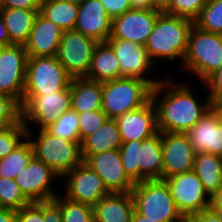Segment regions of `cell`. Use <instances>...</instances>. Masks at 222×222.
I'll list each match as a JSON object with an SVG mask.
<instances>
[{
  "mask_svg": "<svg viewBox=\"0 0 222 222\" xmlns=\"http://www.w3.org/2000/svg\"><path fill=\"white\" fill-rule=\"evenodd\" d=\"M122 143L142 141L159 132L157 111L153 101L147 105L124 113L115 118Z\"/></svg>",
  "mask_w": 222,
  "mask_h": 222,
  "instance_id": "obj_18",
  "label": "cell"
},
{
  "mask_svg": "<svg viewBox=\"0 0 222 222\" xmlns=\"http://www.w3.org/2000/svg\"><path fill=\"white\" fill-rule=\"evenodd\" d=\"M182 68L204 83L222 66V35L193 25L188 35Z\"/></svg>",
  "mask_w": 222,
  "mask_h": 222,
  "instance_id": "obj_4",
  "label": "cell"
},
{
  "mask_svg": "<svg viewBox=\"0 0 222 222\" xmlns=\"http://www.w3.org/2000/svg\"><path fill=\"white\" fill-rule=\"evenodd\" d=\"M138 163L140 166V182L162 180V132L159 131L154 136L142 140V146H139Z\"/></svg>",
  "mask_w": 222,
  "mask_h": 222,
  "instance_id": "obj_23",
  "label": "cell"
},
{
  "mask_svg": "<svg viewBox=\"0 0 222 222\" xmlns=\"http://www.w3.org/2000/svg\"><path fill=\"white\" fill-rule=\"evenodd\" d=\"M196 153L204 152L222 157V121L219 114L209 109L205 115L186 132Z\"/></svg>",
  "mask_w": 222,
  "mask_h": 222,
  "instance_id": "obj_19",
  "label": "cell"
},
{
  "mask_svg": "<svg viewBox=\"0 0 222 222\" xmlns=\"http://www.w3.org/2000/svg\"><path fill=\"white\" fill-rule=\"evenodd\" d=\"M162 180L193 170L196 151L186 133L162 132Z\"/></svg>",
  "mask_w": 222,
  "mask_h": 222,
  "instance_id": "obj_16",
  "label": "cell"
},
{
  "mask_svg": "<svg viewBox=\"0 0 222 222\" xmlns=\"http://www.w3.org/2000/svg\"><path fill=\"white\" fill-rule=\"evenodd\" d=\"M3 1H4V0H0V7L2 6Z\"/></svg>",
  "mask_w": 222,
  "mask_h": 222,
  "instance_id": "obj_57",
  "label": "cell"
},
{
  "mask_svg": "<svg viewBox=\"0 0 222 222\" xmlns=\"http://www.w3.org/2000/svg\"><path fill=\"white\" fill-rule=\"evenodd\" d=\"M84 162L103 180L110 192H131L135 183L127 176L119 150L89 155Z\"/></svg>",
  "mask_w": 222,
  "mask_h": 222,
  "instance_id": "obj_17",
  "label": "cell"
},
{
  "mask_svg": "<svg viewBox=\"0 0 222 222\" xmlns=\"http://www.w3.org/2000/svg\"><path fill=\"white\" fill-rule=\"evenodd\" d=\"M64 196L70 200L94 207L99 200L111 192L106 188L102 178L85 162L67 172Z\"/></svg>",
  "mask_w": 222,
  "mask_h": 222,
  "instance_id": "obj_13",
  "label": "cell"
},
{
  "mask_svg": "<svg viewBox=\"0 0 222 222\" xmlns=\"http://www.w3.org/2000/svg\"><path fill=\"white\" fill-rule=\"evenodd\" d=\"M97 43L75 29L63 31L56 57L72 79L87 77Z\"/></svg>",
  "mask_w": 222,
  "mask_h": 222,
  "instance_id": "obj_9",
  "label": "cell"
},
{
  "mask_svg": "<svg viewBox=\"0 0 222 222\" xmlns=\"http://www.w3.org/2000/svg\"><path fill=\"white\" fill-rule=\"evenodd\" d=\"M131 194L135 211L141 216L156 222H177L183 217L164 180L135 183Z\"/></svg>",
  "mask_w": 222,
  "mask_h": 222,
  "instance_id": "obj_6",
  "label": "cell"
},
{
  "mask_svg": "<svg viewBox=\"0 0 222 222\" xmlns=\"http://www.w3.org/2000/svg\"><path fill=\"white\" fill-rule=\"evenodd\" d=\"M43 222H63L60 206L54 201H43Z\"/></svg>",
  "mask_w": 222,
  "mask_h": 222,
  "instance_id": "obj_43",
  "label": "cell"
},
{
  "mask_svg": "<svg viewBox=\"0 0 222 222\" xmlns=\"http://www.w3.org/2000/svg\"><path fill=\"white\" fill-rule=\"evenodd\" d=\"M71 3H74V4H77V5H80L81 3H83L85 0H67Z\"/></svg>",
  "mask_w": 222,
  "mask_h": 222,
  "instance_id": "obj_55",
  "label": "cell"
},
{
  "mask_svg": "<svg viewBox=\"0 0 222 222\" xmlns=\"http://www.w3.org/2000/svg\"><path fill=\"white\" fill-rule=\"evenodd\" d=\"M102 82L86 77L71 80V109L77 113L100 110Z\"/></svg>",
  "mask_w": 222,
  "mask_h": 222,
  "instance_id": "obj_26",
  "label": "cell"
},
{
  "mask_svg": "<svg viewBox=\"0 0 222 222\" xmlns=\"http://www.w3.org/2000/svg\"><path fill=\"white\" fill-rule=\"evenodd\" d=\"M27 60L24 45L0 47V94L9 95L20 104L26 81Z\"/></svg>",
  "mask_w": 222,
  "mask_h": 222,
  "instance_id": "obj_11",
  "label": "cell"
},
{
  "mask_svg": "<svg viewBox=\"0 0 222 222\" xmlns=\"http://www.w3.org/2000/svg\"><path fill=\"white\" fill-rule=\"evenodd\" d=\"M139 146H142V141L135 140L122 143L119 148L123 168L134 183L140 182Z\"/></svg>",
  "mask_w": 222,
  "mask_h": 222,
  "instance_id": "obj_36",
  "label": "cell"
},
{
  "mask_svg": "<svg viewBox=\"0 0 222 222\" xmlns=\"http://www.w3.org/2000/svg\"><path fill=\"white\" fill-rule=\"evenodd\" d=\"M106 9L107 14L114 18L132 9L129 0H100Z\"/></svg>",
  "mask_w": 222,
  "mask_h": 222,
  "instance_id": "obj_42",
  "label": "cell"
},
{
  "mask_svg": "<svg viewBox=\"0 0 222 222\" xmlns=\"http://www.w3.org/2000/svg\"><path fill=\"white\" fill-rule=\"evenodd\" d=\"M45 130L53 136L80 142L78 113L71 109L59 115L56 121Z\"/></svg>",
  "mask_w": 222,
  "mask_h": 222,
  "instance_id": "obj_32",
  "label": "cell"
},
{
  "mask_svg": "<svg viewBox=\"0 0 222 222\" xmlns=\"http://www.w3.org/2000/svg\"><path fill=\"white\" fill-rule=\"evenodd\" d=\"M167 76L163 75L152 91L157 127L160 132L186 133L211 109L209 96L202 100V104L201 100L198 101L196 92L191 91L193 89L189 83L178 81L177 84Z\"/></svg>",
  "mask_w": 222,
  "mask_h": 222,
  "instance_id": "obj_1",
  "label": "cell"
},
{
  "mask_svg": "<svg viewBox=\"0 0 222 222\" xmlns=\"http://www.w3.org/2000/svg\"><path fill=\"white\" fill-rule=\"evenodd\" d=\"M40 9L0 8L10 37V45H24L30 35L36 15Z\"/></svg>",
  "mask_w": 222,
  "mask_h": 222,
  "instance_id": "obj_25",
  "label": "cell"
},
{
  "mask_svg": "<svg viewBox=\"0 0 222 222\" xmlns=\"http://www.w3.org/2000/svg\"><path fill=\"white\" fill-rule=\"evenodd\" d=\"M5 209V207L2 205V203L0 202V212L3 211Z\"/></svg>",
  "mask_w": 222,
  "mask_h": 222,
  "instance_id": "obj_56",
  "label": "cell"
},
{
  "mask_svg": "<svg viewBox=\"0 0 222 222\" xmlns=\"http://www.w3.org/2000/svg\"><path fill=\"white\" fill-rule=\"evenodd\" d=\"M41 0H4L0 8L40 9Z\"/></svg>",
  "mask_w": 222,
  "mask_h": 222,
  "instance_id": "obj_44",
  "label": "cell"
},
{
  "mask_svg": "<svg viewBox=\"0 0 222 222\" xmlns=\"http://www.w3.org/2000/svg\"><path fill=\"white\" fill-rule=\"evenodd\" d=\"M56 179L59 180L61 177L33 156L28 165L18 173L14 180L31 202H41L53 200L60 193L53 191L55 189H53L52 184Z\"/></svg>",
  "mask_w": 222,
  "mask_h": 222,
  "instance_id": "obj_14",
  "label": "cell"
},
{
  "mask_svg": "<svg viewBox=\"0 0 222 222\" xmlns=\"http://www.w3.org/2000/svg\"><path fill=\"white\" fill-rule=\"evenodd\" d=\"M193 222H221L217 214L210 208L190 216Z\"/></svg>",
  "mask_w": 222,
  "mask_h": 222,
  "instance_id": "obj_45",
  "label": "cell"
},
{
  "mask_svg": "<svg viewBox=\"0 0 222 222\" xmlns=\"http://www.w3.org/2000/svg\"><path fill=\"white\" fill-rule=\"evenodd\" d=\"M106 42L119 60L122 77L142 79L153 87L162 80L151 77L150 74L156 66L147 54L145 46L121 39H108Z\"/></svg>",
  "mask_w": 222,
  "mask_h": 222,
  "instance_id": "obj_12",
  "label": "cell"
},
{
  "mask_svg": "<svg viewBox=\"0 0 222 222\" xmlns=\"http://www.w3.org/2000/svg\"><path fill=\"white\" fill-rule=\"evenodd\" d=\"M172 0H152L153 10L165 13L170 9Z\"/></svg>",
  "mask_w": 222,
  "mask_h": 222,
  "instance_id": "obj_49",
  "label": "cell"
},
{
  "mask_svg": "<svg viewBox=\"0 0 222 222\" xmlns=\"http://www.w3.org/2000/svg\"><path fill=\"white\" fill-rule=\"evenodd\" d=\"M0 202L5 208L16 211L31 203L14 179L4 177H0Z\"/></svg>",
  "mask_w": 222,
  "mask_h": 222,
  "instance_id": "obj_34",
  "label": "cell"
},
{
  "mask_svg": "<svg viewBox=\"0 0 222 222\" xmlns=\"http://www.w3.org/2000/svg\"><path fill=\"white\" fill-rule=\"evenodd\" d=\"M22 122L25 127L45 130L59 115L71 110V83L61 91L43 95H22ZM35 124V125H34Z\"/></svg>",
  "mask_w": 222,
  "mask_h": 222,
  "instance_id": "obj_8",
  "label": "cell"
},
{
  "mask_svg": "<svg viewBox=\"0 0 222 222\" xmlns=\"http://www.w3.org/2000/svg\"><path fill=\"white\" fill-rule=\"evenodd\" d=\"M10 46V37L4 21L0 15V47Z\"/></svg>",
  "mask_w": 222,
  "mask_h": 222,
  "instance_id": "obj_47",
  "label": "cell"
},
{
  "mask_svg": "<svg viewBox=\"0 0 222 222\" xmlns=\"http://www.w3.org/2000/svg\"><path fill=\"white\" fill-rule=\"evenodd\" d=\"M119 60L107 42H98L95 46L88 79L105 82L121 78Z\"/></svg>",
  "mask_w": 222,
  "mask_h": 222,
  "instance_id": "obj_27",
  "label": "cell"
},
{
  "mask_svg": "<svg viewBox=\"0 0 222 222\" xmlns=\"http://www.w3.org/2000/svg\"><path fill=\"white\" fill-rule=\"evenodd\" d=\"M160 12L130 9L112 18L109 39H121L145 45Z\"/></svg>",
  "mask_w": 222,
  "mask_h": 222,
  "instance_id": "obj_15",
  "label": "cell"
},
{
  "mask_svg": "<svg viewBox=\"0 0 222 222\" xmlns=\"http://www.w3.org/2000/svg\"><path fill=\"white\" fill-rule=\"evenodd\" d=\"M202 84L208 91L211 108L222 102V66Z\"/></svg>",
  "mask_w": 222,
  "mask_h": 222,
  "instance_id": "obj_40",
  "label": "cell"
},
{
  "mask_svg": "<svg viewBox=\"0 0 222 222\" xmlns=\"http://www.w3.org/2000/svg\"><path fill=\"white\" fill-rule=\"evenodd\" d=\"M122 145L120 131L115 119L107 121L94 133L81 141L82 158L110 150H119Z\"/></svg>",
  "mask_w": 222,
  "mask_h": 222,
  "instance_id": "obj_24",
  "label": "cell"
},
{
  "mask_svg": "<svg viewBox=\"0 0 222 222\" xmlns=\"http://www.w3.org/2000/svg\"><path fill=\"white\" fill-rule=\"evenodd\" d=\"M210 207H222V187L211 196Z\"/></svg>",
  "mask_w": 222,
  "mask_h": 222,
  "instance_id": "obj_50",
  "label": "cell"
},
{
  "mask_svg": "<svg viewBox=\"0 0 222 222\" xmlns=\"http://www.w3.org/2000/svg\"><path fill=\"white\" fill-rule=\"evenodd\" d=\"M17 222H43V201L31 202L17 210Z\"/></svg>",
  "mask_w": 222,
  "mask_h": 222,
  "instance_id": "obj_41",
  "label": "cell"
},
{
  "mask_svg": "<svg viewBox=\"0 0 222 222\" xmlns=\"http://www.w3.org/2000/svg\"><path fill=\"white\" fill-rule=\"evenodd\" d=\"M132 9L153 10L152 0H129Z\"/></svg>",
  "mask_w": 222,
  "mask_h": 222,
  "instance_id": "obj_46",
  "label": "cell"
},
{
  "mask_svg": "<svg viewBox=\"0 0 222 222\" xmlns=\"http://www.w3.org/2000/svg\"><path fill=\"white\" fill-rule=\"evenodd\" d=\"M219 217L222 222V207H210Z\"/></svg>",
  "mask_w": 222,
  "mask_h": 222,
  "instance_id": "obj_53",
  "label": "cell"
},
{
  "mask_svg": "<svg viewBox=\"0 0 222 222\" xmlns=\"http://www.w3.org/2000/svg\"><path fill=\"white\" fill-rule=\"evenodd\" d=\"M194 21L168 13H159L152 33L149 35L145 49L157 66V60L173 62L181 59L187 51L188 35Z\"/></svg>",
  "mask_w": 222,
  "mask_h": 222,
  "instance_id": "obj_2",
  "label": "cell"
},
{
  "mask_svg": "<svg viewBox=\"0 0 222 222\" xmlns=\"http://www.w3.org/2000/svg\"><path fill=\"white\" fill-rule=\"evenodd\" d=\"M0 222H17V211L5 208L0 212Z\"/></svg>",
  "mask_w": 222,
  "mask_h": 222,
  "instance_id": "obj_48",
  "label": "cell"
},
{
  "mask_svg": "<svg viewBox=\"0 0 222 222\" xmlns=\"http://www.w3.org/2000/svg\"><path fill=\"white\" fill-rule=\"evenodd\" d=\"M213 109L219 114L220 120L222 121V102L217 103Z\"/></svg>",
  "mask_w": 222,
  "mask_h": 222,
  "instance_id": "obj_52",
  "label": "cell"
},
{
  "mask_svg": "<svg viewBox=\"0 0 222 222\" xmlns=\"http://www.w3.org/2000/svg\"><path fill=\"white\" fill-rule=\"evenodd\" d=\"M132 222H156V221L148 219L147 217L141 216L135 211L132 218Z\"/></svg>",
  "mask_w": 222,
  "mask_h": 222,
  "instance_id": "obj_51",
  "label": "cell"
},
{
  "mask_svg": "<svg viewBox=\"0 0 222 222\" xmlns=\"http://www.w3.org/2000/svg\"><path fill=\"white\" fill-rule=\"evenodd\" d=\"M27 128L22 120L0 129V160L13 152L25 139Z\"/></svg>",
  "mask_w": 222,
  "mask_h": 222,
  "instance_id": "obj_35",
  "label": "cell"
},
{
  "mask_svg": "<svg viewBox=\"0 0 222 222\" xmlns=\"http://www.w3.org/2000/svg\"><path fill=\"white\" fill-rule=\"evenodd\" d=\"M33 156L31 143L26 138L13 152L0 160V177L15 179Z\"/></svg>",
  "mask_w": 222,
  "mask_h": 222,
  "instance_id": "obj_30",
  "label": "cell"
},
{
  "mask_svg": "<svg viewBox=\"0 0 222 222\" xmlns=\"http://www.w3.org/2000/svg\"><path fill=\"white\" fill-rule=\"evenodd\" d=\"M94 222H132L135 205L131 192H111L93 207Z\"/></svg>",
  "mask_w": 222,
  "mask_h": 222,
  "instance_id": "obj_22",
  "label": "cell"
},
{
  "mask_svg": "<svg viewBox=\"0 0 222 222\" xmlns=\"http://www.w3.org/2000/svg\"><path fill=\"white\" fill-rule=\"evenodd\" d=\"M79 5L67 0H43L40 13L63 31L75 29Z\"/></svg>",
  "mask_w": 222,
  "mask_h": 222,
  "instance_id": "obj_29",
  "label": "cell"
},
{
  "mask_svg": "<svg viewBox=\"0 0 222 222\" xmlns=\"http://www.w3.org/2000/svg\"><path fill=\"white\" fill-rule=\"evenodd\" d=\"M153 86L142 79L121 77L102 82L101 110L115 119L124 113L141 108L152 100Z\"/></svg>",
  "mask_w": 222,
  "mask_h": 222,
  "instance_id": "obj_5",
  "label": "cell"
},
{
  "mask_svg": "<svg viewBox=\"0 0 222 222\" xmlns=\"http://www.w3.org/2000/svg\"><path fill=\"white\" fill-rule=\"evenodd\" d=\"M111 24L112 18L100 0H85L79 5L75 30L85 36L106 42L110 38Z\"/></svg>",
  "mask_w": 222,
  "mask_h": 222,
  "instance_id": "obj_20",
  "label": "cell"
},
{
  "mask_svg": "<svg viewBox=\"0 0 222 222\" xmlns=\"http://www.w3.org/2000/svg\"><path fill=\"white\" fill-rule=\"evenodd\" d=\"M26 128V138L31 143L34 157L50 167L61 178L84 162L81 142L53 136L46 130H39L35 136L36 132L30 126Z\"/></svg>",
  "mask_w": 222,
  "mask_h": 222,
  "instance_id": "obj_3",
  "label": "cell"
},
{
  "mask_svg": "<svg viewBox=\"0 0 222 222\" xmlns=\"http://www.w3.org/2000/svg\"><path fill=\"white\" fill-rule=\"evenodd\" d=\"M62 34L60 27L38 12L29 38L24 44L28 57L56 56Z\"/></svg>",
  "mask_w": 222,
  "mask_h": 222,
  "instance_id": "obj_21",
  "label": "cell"
},
{
  "mask_svg": "<svg viewBox=\"0 0 222 222\" xmlns=\"http://www.w3.org/2000/svg\"><path fill=\"white\" fill-rule=\"evenodd\" d=\"M59 206L63 222H94L93 207L57 194L53 199Z\"/></svg>",
  "mask_w": 222,
  "mask_h": 222,
  "instance_id": "obj_31",
  "label": "cell"
},
{
  "mask_svg": "<svg viewBox=\"0 0 222 222\" xmlns=\"http://www.w3.org/2000/svg\"><path fill=\"white\" fill-rule=\"evenodd\" d=\"M177 222H193L191 217H182L179 221Z\"/></svg>",
  "mask_w": 222,
  "mask_h": 222,
  "instance_id": "obj_54",
  "label": "cell"
},
{
  "mask_svg": "<svg viewBox=\"0 0 222 222\" xmlns=\"http://www.w3.org/2000/svg\"><path fill=\"white\" fill-rule=\"evenodd\" d=\"M193 171L210 197L222 187L221 156L204 152L196 153Z\"/></svg>",
  "mask_w": 222,
  "mask_h": 222,
  "instance_id": "obj_28",
  "label": "cell"
},
{
  "mask_svg": "<svg viewBox=\"0 0 222 222\" xmlns=\"http://www.w3.org/2000/svg\"><path fill=\"white\" fill-rule=\"evenodd\" d=\"M194 25L201 30L222 35V0H207Z\"/></svg>",
  "mask_w": 222,
  "mask_h": 222,
  "instance_id": "obj_33",
  "label": "cell"
},
{
  "mask_svg": "<svg viewBox=\"0 0 222 222\" xmlns=\"http://www.w3.org/2000/svg\"><path fill=\"white\" fill-rule=\"evenodd\" d=\"M80 142L90 134L96 132L108 119V116L100 110L78 113Z\"/></svg>",
  "mask_w": 222,
  "mask_h": 222,
  "instance_id": "obj_38",
  "label": "cell"
},
{
  "mask_svg": "<svg viewBox=\"0 0 222 222\" xmlns=\"http://www.w3.org/2000/svg\"><path fill=\"white\" fill-rule=\"evenodd\" d=\"M206 2L207 0H172L170 9L166 13L186 17L194 21Z\"/></svg>",
  "mask_w": 222,
  "mask_h": 222,
  "instance_id": "obj_39",
  "label": "cell"
},
{
  "mask_svg": "<svg viewBox=\"0 0 222 222\" xmlns=\"http://www.w3.org/2000/svg\"><path fill=\"white\" fill-rule=\"evenodd\" d=\"M21 120V104L9 95L0 94V129L15 125Z\"/></svg>",
  "mask_w": 222,
  "mask_h": 222,
  "instance_id": "obj_37",
  "label": "cell"
},
{
  "mask_svg": "<svg viewBox=\"0 0 222 222\" xmlns=\"http://www.w3.org/2000/svg\"><path fill=\"white\" fill-rule=\"evenodd\" d=\"M72 78L56 56L28 57L23 95H43L66 89Z\"/></svg>",
  "mask_w": 222,
  "mask_h": 222,
  "instance_id": "obj_7",
  "label": "cell"
},
{
  "mask_svg": "<svg viewBox=\"0 0 222 222\" xmlns=\"http://www.w3.org/2000/svg\"><path fill=\"white\" fill-rule=\"evenodd\" d=\"M164 181L182 216L190 217L210 209L211 197L193 170L173 175Z\"/></svg>",
  "mask_w": 222,
  "mask_h": 222,
  "instance_id": "obj_10",
  "label": "cell"
}]
</instances>
